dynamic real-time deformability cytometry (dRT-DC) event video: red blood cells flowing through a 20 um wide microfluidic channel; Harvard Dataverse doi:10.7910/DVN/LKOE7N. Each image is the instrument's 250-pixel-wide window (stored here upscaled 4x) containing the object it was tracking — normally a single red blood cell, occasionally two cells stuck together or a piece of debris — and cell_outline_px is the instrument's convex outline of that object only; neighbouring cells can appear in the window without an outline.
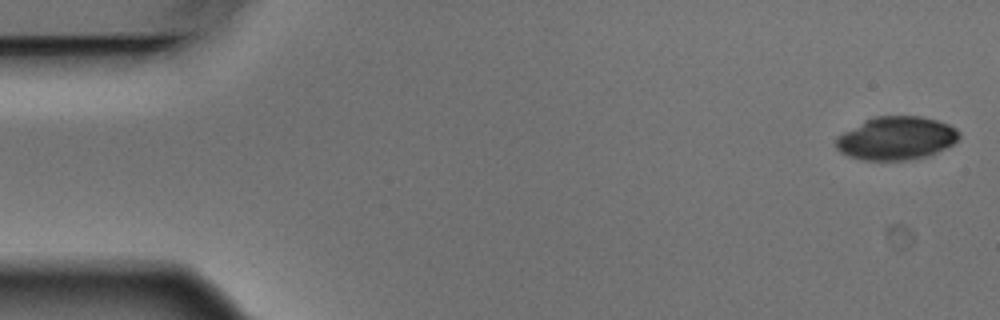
{"species": "Egyptian fruit bat (a non-hibernating species)", "species_latin": "Rousettus aegyptiacus", "temperature_condition": "warm", "stored_images_in_passage": 6, "camera_frame_rate_fps": 3000, "um_per_image_px": 0.085, "animal": {"sex": "male"}, "frame": {"image": 1, "passage_image": 1, "time_ms": 0.0, "image_size_px": [1000, 320], "cell_outline_px": [[960, 136], [952, 144], [936, 152], [924, 156], [908, 160], [864, 160], [848, 156], [840, 152], [836, 148], [836, 136], [864, 120], [876, 116], [920, 116], [936, 120], [948, 124], [956, 128], [960, 132]], "centroid_in_image_um": [76.15, 11.74], "position_along_channel_um": 8.8, "area_um2": 30.92}}
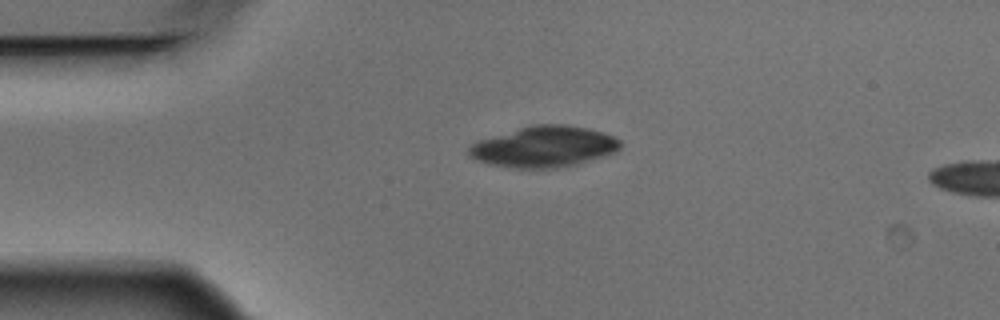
{"frame": {"image": 2, "passage_image": 4, "time_ms": 1.0, "image_size_px": [1000, 320], "cell_outline_px": [[620, 148], [616, 152], [576, 164], [556, 168], [512, 168], [488, 164], [476, 160], [468, 156], [468, 148], [476, 140], [532, 124], [564, 124], [588, 128], [604, 132], [620, 140]], "centroid_in_image_um": [46.2, 12.46], "position_along_channel_um": 38.8, "area_um2": 36.36}}